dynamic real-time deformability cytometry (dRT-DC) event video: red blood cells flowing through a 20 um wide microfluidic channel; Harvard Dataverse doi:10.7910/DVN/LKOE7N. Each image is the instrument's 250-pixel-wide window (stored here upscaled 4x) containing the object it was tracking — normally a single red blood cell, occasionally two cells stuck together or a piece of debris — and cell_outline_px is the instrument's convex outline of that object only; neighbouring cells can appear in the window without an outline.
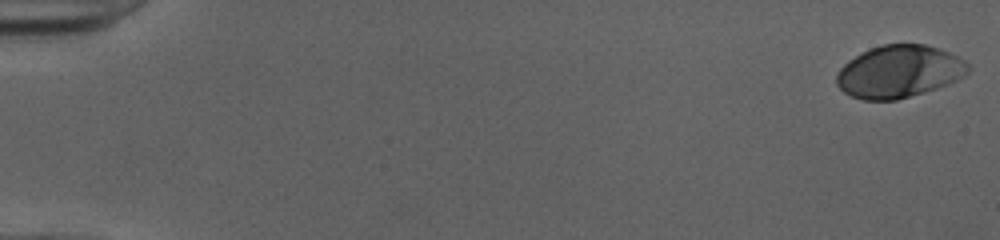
{"species": "human", "species_latin": "Homo sapiens", "temperature_condition": "cold", "stored_images_in_passage": 52, "camera_frame_rate_fps": 3000, "um_per_image_px": 0.085, "donor": {"sex": "female"}, "frame": {"image": 1, "passage_image": 1, "time_ms": 0.0, "image_size_px": [1000, 240], "cell_outline_px": [[968, 72], [964, 76], [948, 84], [924, 92], [896, 100], [864, 100], [852, 96], [844, 92], [836, 84], [836, 76], [840, 68], [848, 60], [872, 48], [884, 44], [924, 44], [948, 52], [964, 60], [968, 64]], "centroid_in_image_um": [76.41, 6.09], "position_along_channel_um": 8.6, "area_um2": 39.77}}
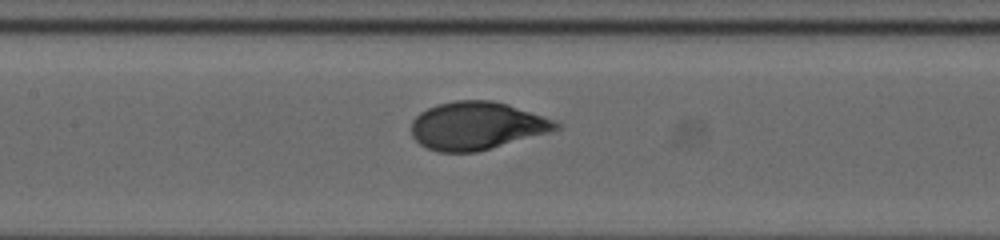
{"frame": {"image": 2, "passage_image": 26, "time_ms": 8.333, "image_size_px": [1000, 240], "cell_outline_px": [[560, 128], [548, 132], [476, 152], [440, 152], [428, 148], [420, 144], [412, 136], [412, 120], [420, 112], [436, 104], [456, 100], [492, 100], [508, 104], [556, 120], [560, 124]], "centroid_in_image_um": [40.51, 10.67], "position_along_channel_um": 166.9, "area_um2": 40.11}}
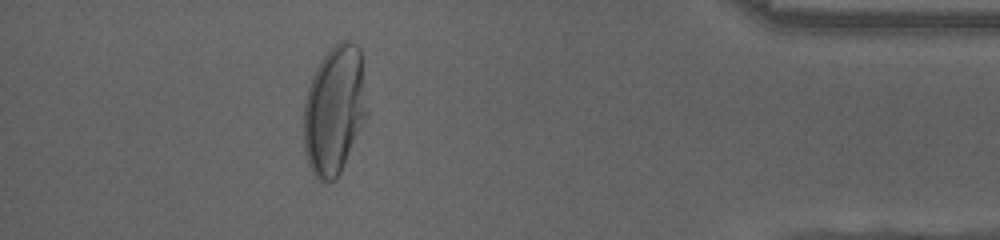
{"frame": {"image": 3, "passage_image": 47, "time_ms": 15.333, "image_size_px": [1000, 240], "cell_outline_px": [[368, 116], [336, 180], [328, 184], [320, 180], [312, 172], [308, 164], [304, 148], [304, 100], [312, 76], [320, 60], [340, 40], [348, 40], [356, 44], [360, 48], [368, 108]], "centroid_in_image_um": [28.44, 9.37], "position_along_channel_um": 406.8, "area_um2": 47.97}, "authors_computed_cell_mechanics": {"area_um2": 40.3444, "velocity_mm_per_s": 3.9906, "shape_relaxation_time_tau1_ms": 4.0744, "shape_relaxation_time_tau2_ms": null, "deformation_change_tau1": 0.195, "deformation_change_tau2": null}}